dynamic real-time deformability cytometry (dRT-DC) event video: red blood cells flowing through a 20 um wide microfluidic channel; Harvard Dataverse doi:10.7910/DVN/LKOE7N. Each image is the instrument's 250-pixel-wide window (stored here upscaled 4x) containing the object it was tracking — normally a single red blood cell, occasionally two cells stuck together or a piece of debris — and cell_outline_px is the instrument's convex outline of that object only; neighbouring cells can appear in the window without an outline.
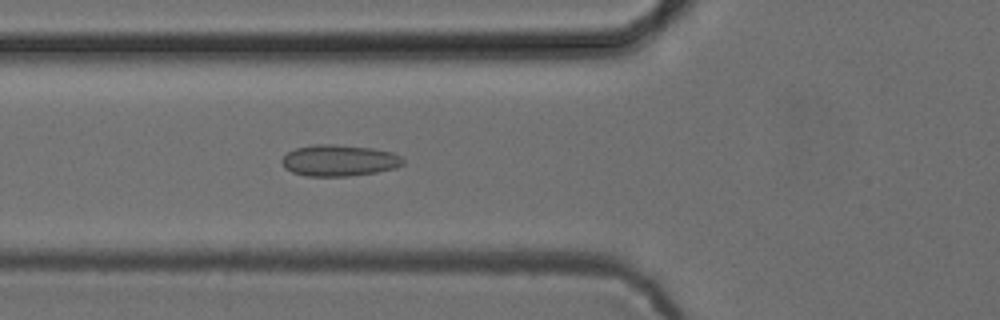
{"species": "common noctule bat (a hibernating species)", "species_latin": "Nyctalus noctula", "temperature_condition": "cold", "stored_images_in_passage": 16, "camera_frame_rate_fps": 3000, "um_per_image_px": 0.085, "animal": {"sex": "female", "body_mass_g": 24.6, "forearm_length_mm": 56.2}, "frame": {"image": 1, "passage_image": 7, "time_ms": 2.0, "image_size_px": [1000, 320], "cell_outline_px": [[404, 164], [396, 168], [376, 172], [348, 176], [308, 176], [292, 172], [284, 168], [280, 160], [288, 152], [296, 148], [312, 144], [332, 144], [372, 148], [392, 152], [400, 156], [404, 160]], "centroid_in_image_um": [28.82, 13.64], "position_along_channel_um": 97.0, "area_um2": 22.2}}
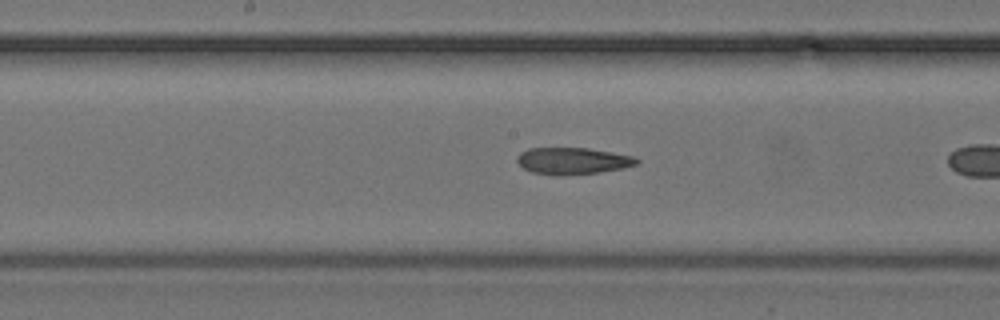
{"frame": {"image": 2, "passage_image": 12, "time_ms": 3.667, "image_size_px": [1000, 320], "cell_outline_px": [[640, 160], [636, 164], [624, 168], [600, 172], [560, 176], [556, 176], [532, 172], [524, 168], [516, 160], [516, 156], [520, 152], [528, 148], [588, 148], [632, 156]], "centroid_in_image_um": [48.64, 13.68], "position_along_channel_um": 199.6, "area_um2": 18.67}}